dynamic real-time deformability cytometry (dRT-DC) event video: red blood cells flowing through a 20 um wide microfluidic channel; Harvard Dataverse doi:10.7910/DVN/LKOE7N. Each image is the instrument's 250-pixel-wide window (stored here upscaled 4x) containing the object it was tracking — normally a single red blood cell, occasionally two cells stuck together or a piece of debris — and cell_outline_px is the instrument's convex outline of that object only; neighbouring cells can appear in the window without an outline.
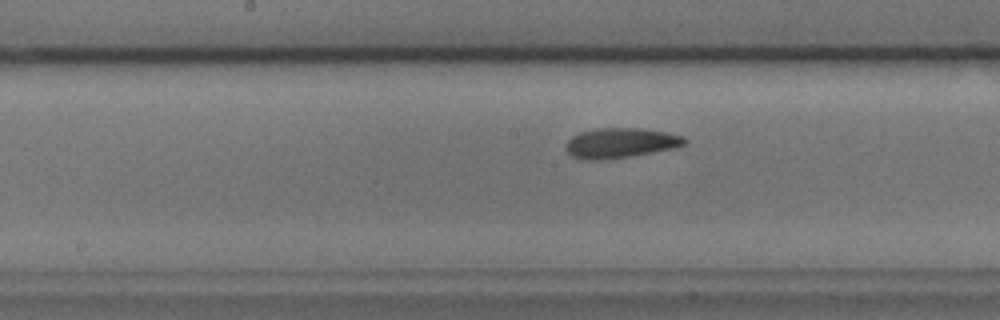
{"species": "common noctule bat (a hibernating species)", "species_latin": "Nyctalus noctula", "temperature_condition": "cold", "stored_images_in_passage": 29, "camera_frame_rate_fps": 3000, "um_per_image_px": 0.085, "animal": {"sex": "male", "body_mass_g": 17.9, "forearm_length_mm": 54.2}, "frame": {"image": 1, "passage_image": 12, "time_ms": 3.667, "image_size_px": [1000, 320], "cell_outline_px": [[688, 140], [684, 144], [676, 148], [632, 156], [600, 160], [584, 160], [572, 156], [564, 148], [568, 140], [572, 136], [580, 132], [600, 128], [640, 128], [664, 132], [684, 136]], "centroid_in_image_um": [52.74, 12.16], "position_along_channel_um": 195.5, "area_um2": 20.81}, "authors_computed_cell_mechanics": {"area_um2": 20.5768, "velocity_mm_per_s": 3.7331, "shape_relaxation_time_tau1_ms": 3.9174, "shape_relaxation_time_tau2_ms": 2.22, "deformation_change_tau1": 0.1047, "deformation_change_tau2": 0.061}}